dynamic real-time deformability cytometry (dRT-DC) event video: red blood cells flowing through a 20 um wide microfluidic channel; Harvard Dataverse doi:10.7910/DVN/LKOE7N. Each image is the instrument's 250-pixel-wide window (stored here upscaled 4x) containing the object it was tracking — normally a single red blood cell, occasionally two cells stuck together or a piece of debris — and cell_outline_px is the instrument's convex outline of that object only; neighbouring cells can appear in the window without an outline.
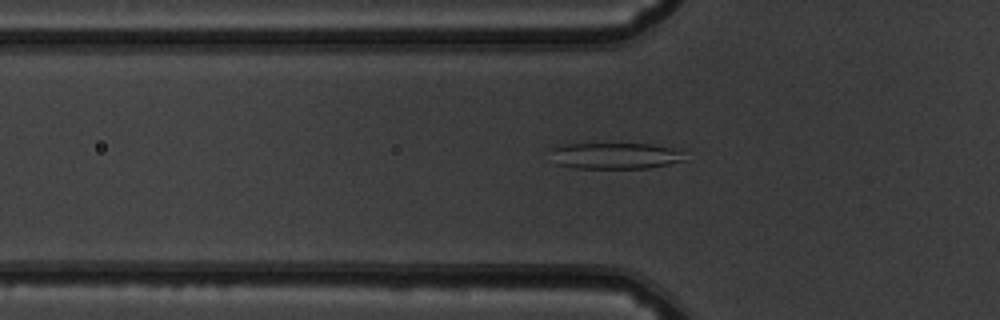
{"species": "common noctule bat (a hibernating species)", "species_latin": "Nyctalus noctula", "temperature_condition": "warm", "stored_images_in_passage": 48, "camera_frame_rate_fps": 3000, "um_per_image_px": 0.085, "animal": {"sex": "male", "body_mass_g": 19.5, "forearm_length_mm": 54.6}, "frame": {"image": 1, "passage_image": 18, "time_ms": 5.667, "image_size_px": [1000, 320], "cell_outline_px": [[688, 160], [648, 168], [576, 168], [556, 164], [548, 148], [556, 144], [652, 144], [672, 148], [680, 152]], "centroid_in_image_um": [52.22, 13.24], "position_along_channel_um": 73.6, "area_um2": 20.69}}
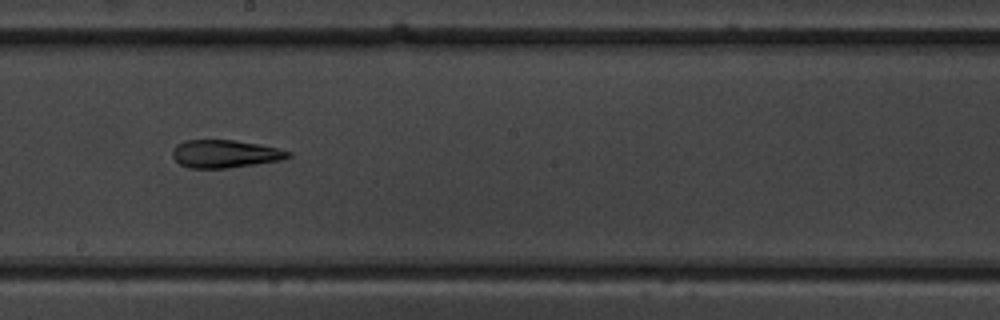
{"frame": {"image": 2, "passage_image": 30, "time_ms": 9.667, "image_size_px": [1000, 320], "cell_outline_px": [[292, 156], [280, 160], [256, 164], [228, 168], [188, 168], [180, 164], [172, 156], [172, 148], [176, 144], [184, 140], [232, 140], [260, 144], [292, 152]], "centroid_in_image_um": [19.1, 13.07], "position_along_channel_um": 229.1, "area_um2": 18.84}}
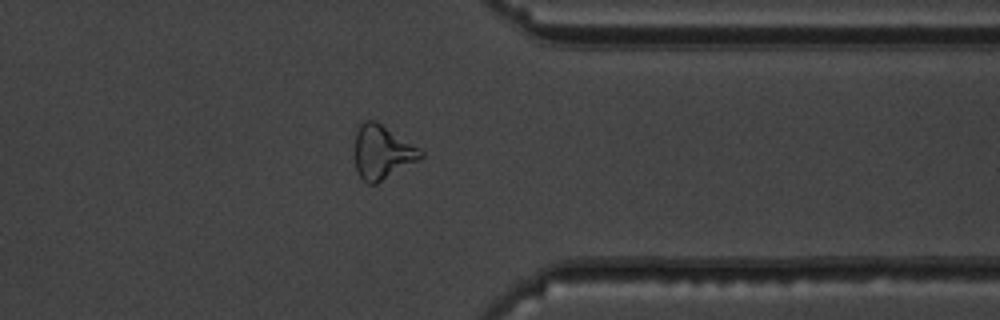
{"frame": {"image": 3, "passage_image": 42, "time_ms": 13.667, "image_size_px": [1000, 320], "cell_outline_px": [[424, 156], [420, 160], [376, 184], [368, 184], [356, 172], [352, 156], [356, 132], [360, 124], [368, 120], [376, 120], [424, 152]], "centroid_in_image_um": [32.44, 12.96], "position_along_channel_um": 379.0, "area_um2": 21.04}}